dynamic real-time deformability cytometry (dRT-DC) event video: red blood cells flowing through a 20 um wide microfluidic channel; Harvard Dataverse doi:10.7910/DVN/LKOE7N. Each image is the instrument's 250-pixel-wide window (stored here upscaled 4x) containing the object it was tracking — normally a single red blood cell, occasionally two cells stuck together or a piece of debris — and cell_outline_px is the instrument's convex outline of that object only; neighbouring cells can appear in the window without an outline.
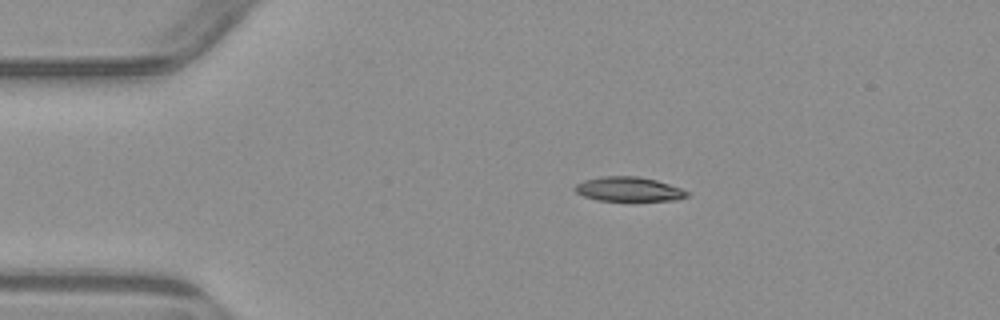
{"species": "common noctule bat (a hibernating species)", "species_latin": "Nyctalus noctula", "temperature_condition": "warm", "stored_images_in_passage": 3, "camera_frame_rate_fps": 3000, "um_per_image_px": 0.085, "animal": {"sex": "male", "body_mass_g": 23.1, "forearm_length_mm": 52.7}, "frame": {"image": 1, "passage_image": 1, "time_ms": 0.0, "image_size_px": [1000, 320], "cell_outline_px": [[692, 196], [676, 200], [596, 200], [584, 196], [576, 192], [572, 188], [576, 184], [584, 180], [604, 176], [636, 176], [656, 180], [680, 188], [688, 192]], "centroid_in_image_um": [53.43, 16.08], "position_along_channel_um": 31.6, "area_um2": 15.84}}
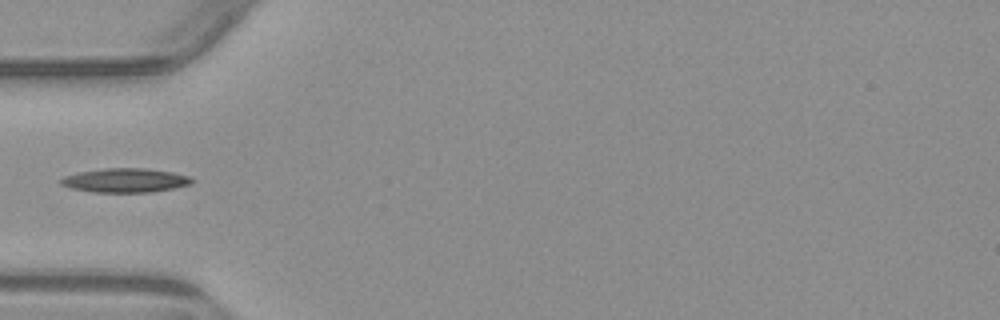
{"frame": {"image": 2, "passage_image": 3, "time_ms": 2.333, "image_size_px": [1000, 320], "cell_outline_px": [[192, 184], [152, 192], [92, 192], [72, 188], [60, 184], [60, 180], [64, 176], [80, 172], [104, 168], [144, 168], [172, 172], [188, 176], [192, 180]], "centroid_in_image_um": [10.63, 15.33], "position_along_channel_um": 74.4, "area_um2": 18.21}}